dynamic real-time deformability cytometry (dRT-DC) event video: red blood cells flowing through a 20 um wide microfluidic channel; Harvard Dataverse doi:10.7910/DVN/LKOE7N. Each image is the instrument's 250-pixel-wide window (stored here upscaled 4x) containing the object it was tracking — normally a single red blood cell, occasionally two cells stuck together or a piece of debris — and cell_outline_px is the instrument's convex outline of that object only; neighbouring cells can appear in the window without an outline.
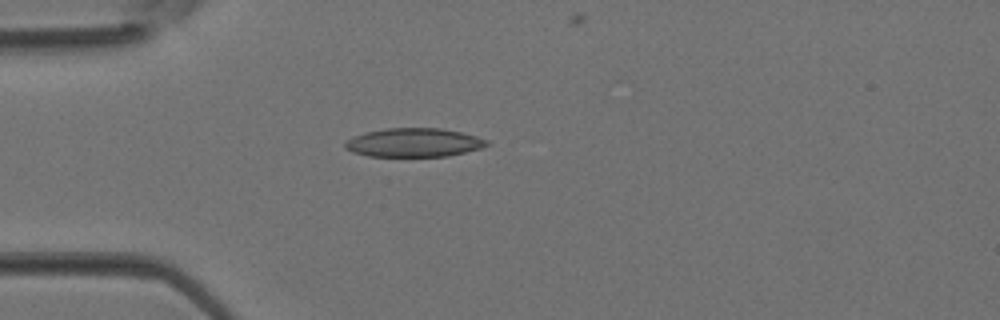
{"species": "Egyptian fruit bat (a non-hibernating species)", "species_latin": "Rousettus aegyptiacus", "temperature_condition": "room temperature", "stored_images_in_passage": 2, "camera_frame_rate_fps": 3000, "um_per_image_px": 0.085, "animal": {"sex": "female"}, "frame": {"image": 1, "passage_image": 2, "time_ms": 0.333, "image_size_px": [1000, 320], "cell_outline_px": [[488, 144], [480, 148], [448, 156], [368, 156], [352, 152], [344, 148], [344, 140], [352, 136], [368, 132], [388, 128], [440, 128], [460, 132], [476, 136], [488, 140]], "centroid_in_image_um": [35.12, 12.12], "position_along_channel_um": 49.9, "area_um2": 23.64}}